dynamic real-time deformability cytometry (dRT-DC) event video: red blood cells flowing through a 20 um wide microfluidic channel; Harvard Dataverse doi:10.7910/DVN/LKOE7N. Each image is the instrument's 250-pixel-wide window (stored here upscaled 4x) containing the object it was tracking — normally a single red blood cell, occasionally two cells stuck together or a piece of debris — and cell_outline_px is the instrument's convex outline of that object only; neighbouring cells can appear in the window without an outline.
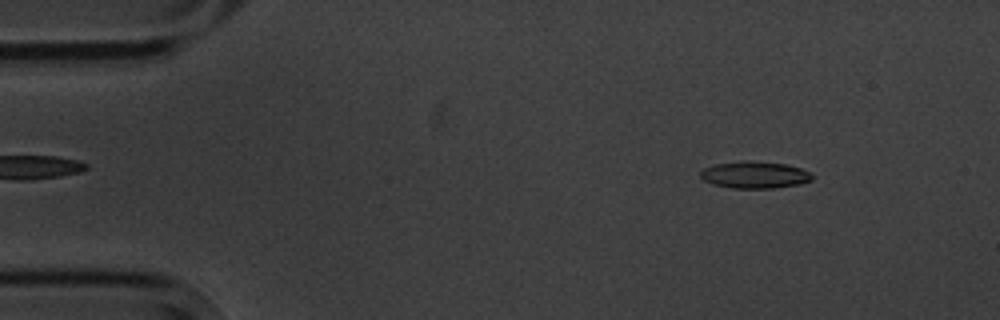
{"species": "common noctule bat (a hibernating species)", "species_latin": "Nyctalus noctula", "temperature_condition": "cold", "stored_images_in_passage": 4, "camera_frame_rate_fps": 3000, "um_per_image_px": 0.085, "animal": {"sex": "male", "body_mass_g": 20.1, "forearm_length_mm": 53.5}, "frame": {"image": 1, "passage_image": 1, "time_ms": 0.0, "image_size_px": [1000, 320], "cell_outline_px": [[812, 180], [800, 184], [772, 188], [732, 188], [712, 184], [704, 180], [700, 176], [700, 172], [704, 168], [716, 164], [744, 160], [784, 164], [800, 168], [808, 172], [812, 176]], "centroid_in_image_um": [64.12, 14.87], "position_along_channel_um": 20.9, "area_um2": 17.34}}
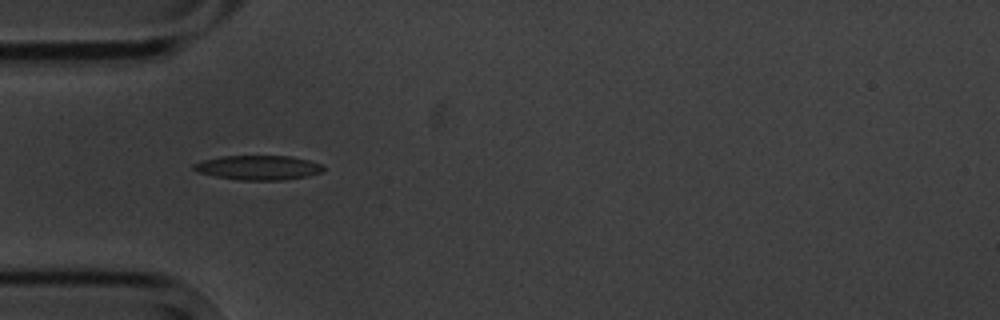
{"frame": {"image": 2, "passage_image": 4, "time_ms": 3.333, "image_size_px": [1000, 320], "cell_outline_px": [[324, 172], [308, 176], [284, 180], [240, 180], [216, 176], [196, 172], [192, 168], [192, 164], [204, 160], [220, 156], [288, 156], [308, 160], [324, 164]], "centroid_in_image_um": [21.98, 14.25], "position_along_channel_um": 63.0, "area_um2": 18.61}}